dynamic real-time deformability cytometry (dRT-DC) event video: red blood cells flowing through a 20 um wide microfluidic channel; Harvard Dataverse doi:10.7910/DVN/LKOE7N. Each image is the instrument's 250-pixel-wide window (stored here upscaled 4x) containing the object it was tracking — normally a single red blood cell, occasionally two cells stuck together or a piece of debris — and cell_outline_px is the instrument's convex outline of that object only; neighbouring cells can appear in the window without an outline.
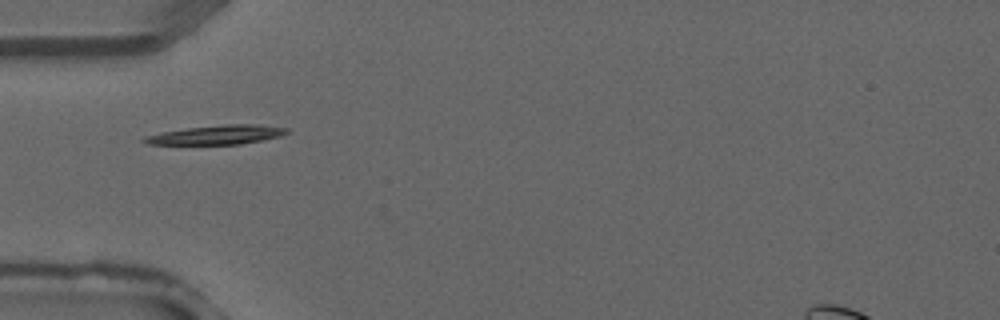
{"species": "common noctule bat (a hibernating species)", "species_latin": "Nyctalus noctula", "temperature_condition": "warm", "stored_images_in_passage": 4, "camera_frame_rate_fps": 3000, "um_per_image_px": 0.085, "animal": {"sex": "male", "forearm_length_mm": 52.5}, "frame": {"image": 1, "passage_image": 3, "time_ms": 0.667, "image_size_px": [1000, 320], "cell_outline_px": [[288, 132], [280, 136], [240, 144], [148, 144], [140, 140], [144, 136], [164, 132], [188, 128], [224, 124], [260, 124], [288, 128]], "centroid_in_image_um": [18.44, 11.45], "position_along_channel_um": 66.6, "area_um2": 15.72}}
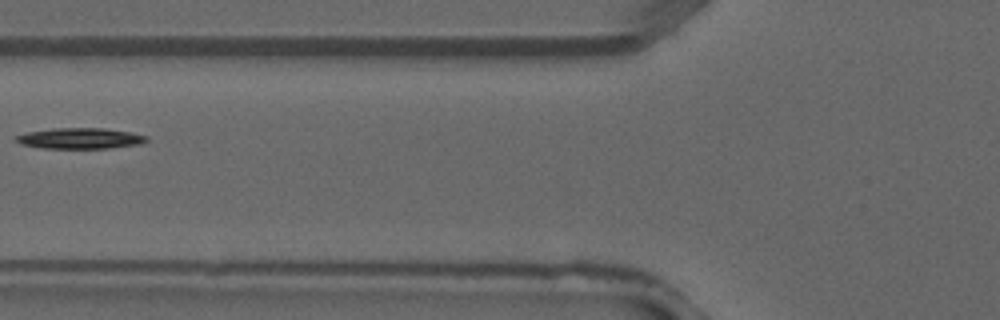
{"frame": {"image": 2, "passage_image": 4, "time_ms": 1.0, "image_size_px": [1000, 320], "cell_outline_px": [[148, 140], [140, 144], [108, 148], [40, 148], [24, 144], [16, 140], [16, 136], [28, 132], [52, 128], [104, 128], [132, 132], [148, 136]], "centroid_in_image_um": [6.86, 11.75], "position_along_channel_um": 118.9, "area_um2": 15.72}}